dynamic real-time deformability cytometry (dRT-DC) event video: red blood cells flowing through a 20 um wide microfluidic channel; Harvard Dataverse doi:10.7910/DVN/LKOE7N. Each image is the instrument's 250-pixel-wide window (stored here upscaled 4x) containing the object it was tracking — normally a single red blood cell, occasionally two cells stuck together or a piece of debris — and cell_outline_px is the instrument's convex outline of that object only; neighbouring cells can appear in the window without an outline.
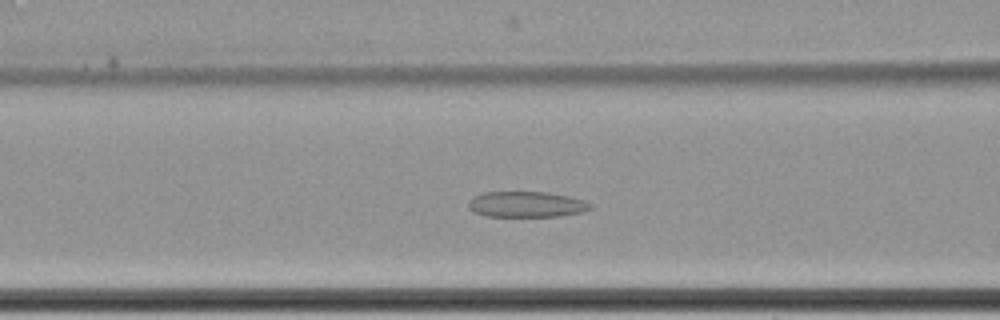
{"species": "common noctule bat (a hibernating species)", "species_latin": "Nyctalus noctula", "temperature_condition": "cold", "stored_images_in_passage": 45, "camera_frame_rate_fps": 3000, "um_per_image_px": 0.085, "animal": {"sex": "female", "body_mass_g": 22.7, "forearm_length_mm": 54.2}, "frame": {"image": 1, "passage_image": 10, "time_ms": 3.0, "image_size_px": [1000, 320], "cell_outline_px": [[592, 208], [584, 212], [560, 216], [484, 216], [472, 212], [468, 208], [468, 200], [472, 196], [484, 192], [548, 192], [568, 196], [584, 200], [592, 204]], "centroid_in_image_um": [44.72, 17.37], "position_along_channel_um": 121.9, "area_um2": 18.55}}
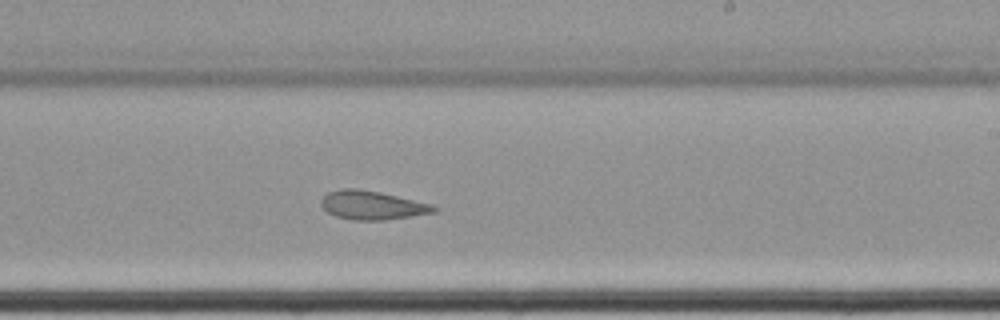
{"frame": {"image": 2, "passage_image": 22, "time_ms": 7.0, "image_size_px": [1000, 320], "cell_outline_px": [[440, 208], [436, 212], [412, 216], [384, 220], [352, 220], [336, 216], [328, 212], [320, 204], [320, 200], [328, 192], [340, 188], [356, 188], [380, 192], [432, 204]], "centroid_in_image_um": [31.64, 17.44], "position_along_channel_um": 257.4, "area_um2": 18.96}}
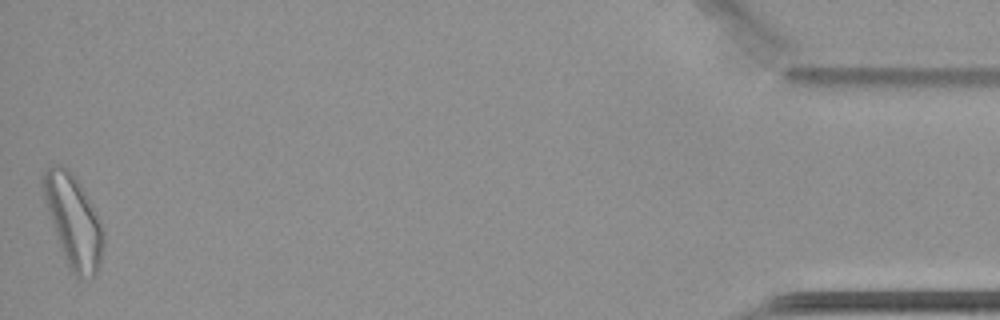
{"frame": {"image": 3, "passage_image": 45, "time_ms": 14.667, "image_size_px": [1000, 320], "cell_outline_px": [[104, 244], [100, 264], [96, 276], [80, 280], [68, 268], [60, 248], [44, 200], [40, 184], [40, 176], [52, 164], [60, 164], [76, 180], [100, 220], [104, 232]], "centroid_in_image_um": [6.22, 18.86], "position_along_channel_um": 429.0, "area_um2": 32.08}, "authors_computed_cell_mechanics": {"area_um2": 19.9988, "velocity_mm_per_s": 3.3926, "shape_relaxation_time_tau1_ms": null, "shape_relaxation_time_tau2_ms": 4.0791, "deformation_change_tau1": null, "deformation_change_tau2": 0.0951}}